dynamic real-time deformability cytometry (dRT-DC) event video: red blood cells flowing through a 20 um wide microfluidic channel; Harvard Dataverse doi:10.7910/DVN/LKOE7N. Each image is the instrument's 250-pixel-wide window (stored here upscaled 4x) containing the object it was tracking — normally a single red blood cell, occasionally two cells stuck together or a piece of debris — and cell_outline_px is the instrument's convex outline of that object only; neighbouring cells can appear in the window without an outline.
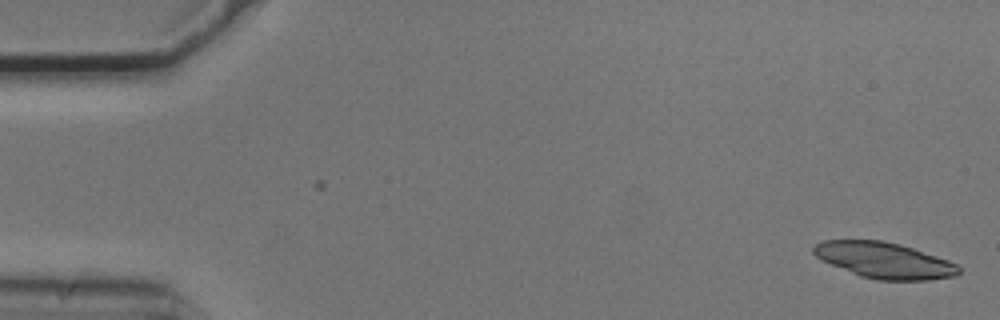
{"species": "common noctule bat (a hibernating species)", "species_latin": "Nyctalus noctula", "temperature_condition": "cold", "stored_images_in_passage": 54, "camera_frame_rate_fps": 3000, "um_per_image_px": 0.085, "animal": {"sex": "male", "body_mass_g": 20.5, "forearm_length_mm": 52.5}, "frame": {"image": 1, "passage_image": 1, "time_ms": 0.0, "image_size_px": [1000, 320], "cell_outline_px": [[960, 272], [952, 276], [928, 280], [876, 280], [860, 276], [832, 264], [816, 256], [812, 252], [812, 248], [816, 244], [824, 240], [884, 240], [900, 244], [948, 260], [956, 264], [960, 268]], "centroid_in_image_um": [75.16, 22.12], "position_along_channel_um": 9.8, "area_um2": 30.06}}
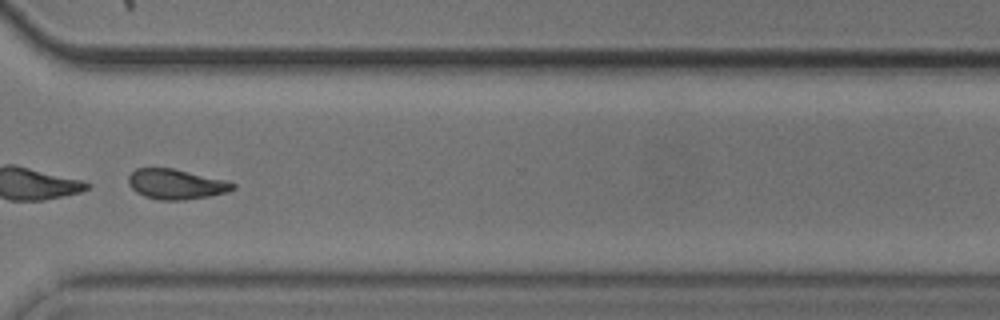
{"frame": {"image": 2, "passage_image": 40, "time_ms": 13.0, "image_size_px": [1000, 320], "cell_outline_px": [[236, 188], [228, 192], [208, 196], [180, 200], [160, 200], [144, 196], [136, 192], [128, 184], [128, 176], [136, 168], [172, 168], [228, 180], [236, 184]], "centroid_in_image_um": [14.98, 15.65], "position_along_channel_um": 355.6, "area_um2": 18.38}}